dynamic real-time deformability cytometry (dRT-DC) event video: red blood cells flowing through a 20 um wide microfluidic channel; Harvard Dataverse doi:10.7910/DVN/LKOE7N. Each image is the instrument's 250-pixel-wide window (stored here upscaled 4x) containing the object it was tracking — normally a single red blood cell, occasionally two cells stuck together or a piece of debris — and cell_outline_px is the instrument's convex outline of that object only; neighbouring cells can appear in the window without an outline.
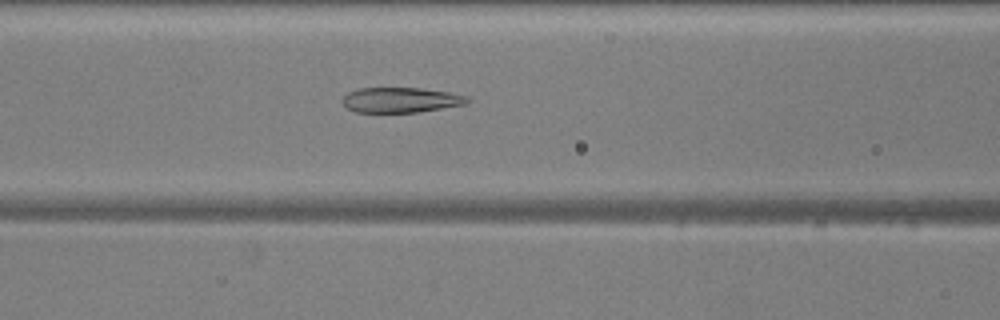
{"species": "common noctule bat (a hibernating species)", "species_latin": "Nyctalus noctula", "temperature_condition": "warm", "stored_images_in_passage": 51, "camera_frame_rate_fps": 3000, "um_per_image_px": 0.085, "animal": {"sex": "male", "body_mass_g": 20.5, "forearm_length_mm": 52.5}, "frame": {"image": 1, "passage_image": 21, "time_ms": 6.667, "image_size_px": [1000, 320], "cell_outline_px": [[472, 100], [468, 104], [416, 112], [356, 112], [348, 108], [340, 100], [348, 92], [360, 88], [420, 88], [448, 92], [468, 96]], "centroid_in_image_um": [34.09, 8.49], "position_along_channel_um": 132.5, "area_um2": 18.32}}
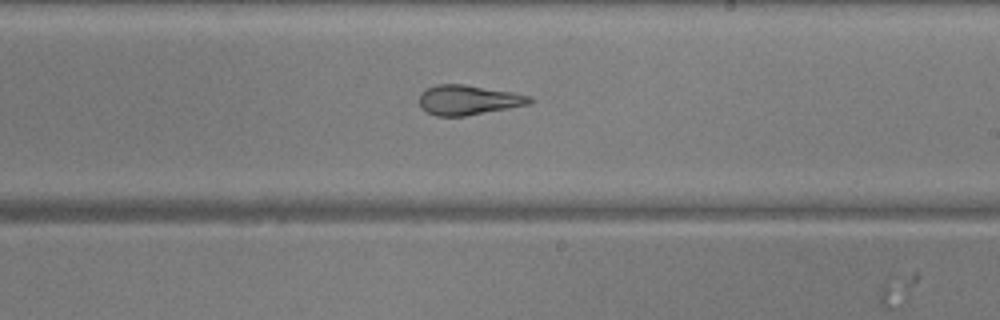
{"frame": {"image": 2, "passage_image": 30, "time_ms": 9.667, "image_size_px": [1000, 320], "cell_outline_px": [[532, 100], [528, 104], [508, 108], [464, 116], [436, 116], [420, 108], [420, 92], [436, 84], [464, 84], [516, 92], [532, 96]], "centroid_in_image_um": [39.8, 8.48], "position_along_channel_um": 249.2, "area_um2": 19.19}}
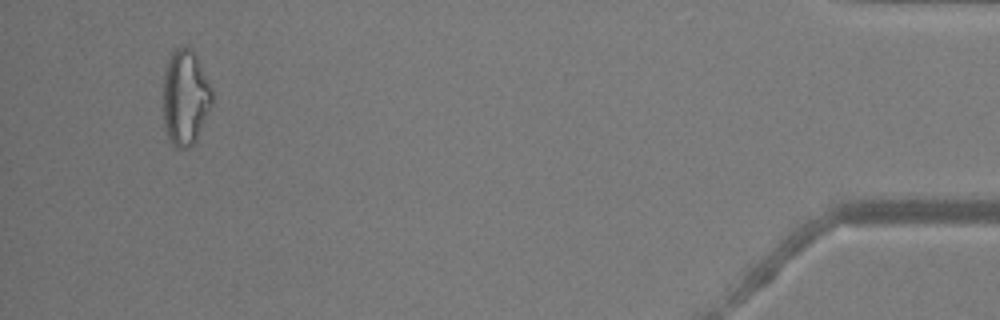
{"frame": {"image": 3, "passage_image": 49, "time_ms": 16.0, "image_size_px": [1000, 320], "cell_outline_px": [[212, 104], [196, 140], [188, 148], [176, 148], [168, 140], [164, 128], [164, 72], [168, 60], [172, 52], [176, 48], [192, 48], [212, 88]], "centroid_in_image_um": [15.74, 8.32], "position_along_channel_um": 419.5, "area_um2": 27.11}, "authors_computed_cell_mechanics": {"area_um2": 23.12, "velocity_mm_per_s": 3.8837, "shape_relaxation_time_tau1_ms": 4.5093, "shape_relaxation_time_tau2_ms": 1.9411, "deformation_change_tau1": 0.1684, "deformation_change_tau2": 0.1146}}